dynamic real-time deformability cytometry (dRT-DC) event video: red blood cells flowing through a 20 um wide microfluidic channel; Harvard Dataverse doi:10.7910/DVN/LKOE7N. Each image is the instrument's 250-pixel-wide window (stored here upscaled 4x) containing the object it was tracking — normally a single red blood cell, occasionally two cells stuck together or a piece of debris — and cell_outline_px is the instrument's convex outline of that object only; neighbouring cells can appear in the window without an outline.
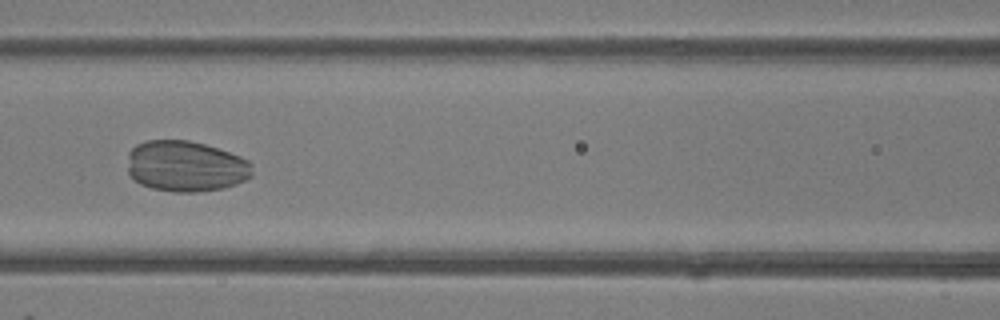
{"species": "common noctule bat (a hibernating species)", "species_latin": "Nyctalus noctula", "temperature_condition": "room temperature", "stored_images_in_passage": 49, "camera_frame_rate_fps": 3000, "um_per_image_px": 0.085, "animal": {"sex": "female"}, "frame": {"image": 1, "passage_image": 22, "time_ms": 7.0, "image_size_px": [1000, 320], "cell_outline_px": [[252, 176], [236, 184], [224, 188], [196, 192], [176, 192], [152, 188], [140, 184], [128, 172], [128, 152], [136, 144], [144, 140], [188, 140], [204, 144], [240, 156], [248, 160], [252, 164]], "centroid_in_image_um": [15.78, 14.12], "position_along_channel_um": 150.8, "area_um2": 37.11}}
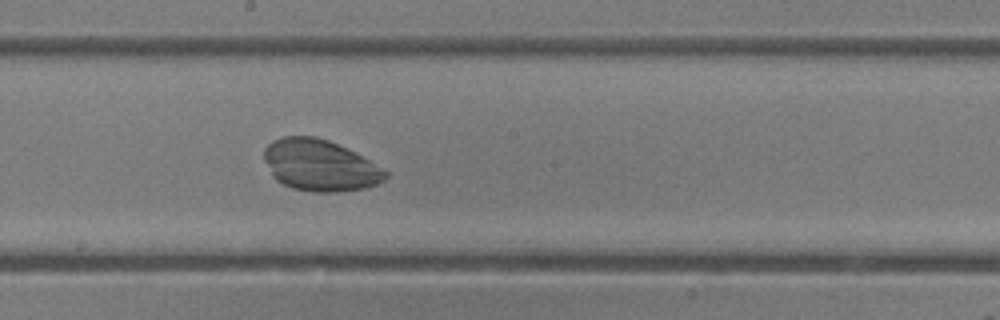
{"frame": {"image": 2, "passage_image": 27, "time_ms": 8.667, "image_size_px": [1000, 320], "cell_outline_px": [[388, 176], [384, 180], [376, 184], [364, 188], [336, 192], [312, 192], [292, 188], [276, 180], [272, 176], [264, 160], [264, 148], [272, 140], [284, 136], [316, 136], [328, 140], [356, 152], [388, 172]], "centroid_in_image_um": [27.17, 14.05], "position_along_channel_um": 221.0, "area_um2": 36.41}}
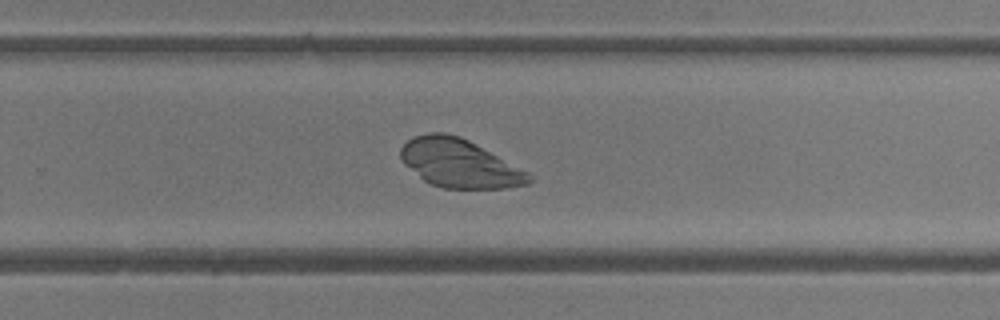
{"frame": {"image": 3, "passage_image": 32, "time_ms": 10.333, "image_size_px": [1000, 320], "cell_outline_px": [[532, 180], [528, 184], [504, 188], [444, 188], [432, 184], [424, 180], [404, 164], [400, 160], [400, 148], [412, 136], [428, 132], [444, 132], [460, 136], [468, 140], [528, 172], [532, 176]], "centroid_in_image_um": [39.02, 13.87], "position_along_channel_um": 290.8, "area_um2": 36.01}}